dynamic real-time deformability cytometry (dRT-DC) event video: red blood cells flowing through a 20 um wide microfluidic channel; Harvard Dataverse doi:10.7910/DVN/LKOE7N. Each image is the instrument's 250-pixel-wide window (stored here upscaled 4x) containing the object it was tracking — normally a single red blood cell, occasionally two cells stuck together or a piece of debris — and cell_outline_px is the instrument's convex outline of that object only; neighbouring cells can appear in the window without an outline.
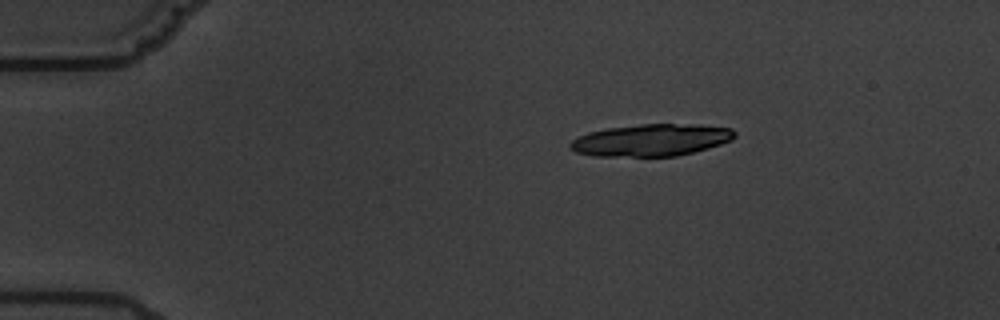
{"species": "common noctule bat (a hibernating species)", "species_latin": "Nyctalus noctula", "temperature_condition": "warm", "stored_images_in_passage": 15, "camera_frame_rate_fps": 3000, "um_per_image_px": 0.085, "animal": {"sex": "male", "body_mass_g": 19.5, "forearm_length_mm": 54.6}, "frame": {"image": 1, "passage_image": 1, "time_ms": 0.0, "image_size_px": [1000, 320], "cell_outline_px": [[736, 136], [732, 140], [708, 148], [676, 156], [592, 156], [576, 152], [568, 148], [568, 144], [572, 140], [588, 132], [608, 128], [640, 124], [700, 124], [732, 128], [736, 132]], "centroid_in_image_um": [55.35, 11.9], "position_along_channel_um": 29.6, "area_um2": 30.87}, "authors_computed_cell_mechanics": {"area_um2": 20.519, "velocity_mm_per_s": 3.4353, "shape_relaxation_time_tau1_ms": 3.8377, "shape_relaxation_time_tau2_ms": 5.1251, "deformation_change_tau1": 0.14, "deformation_change_tau2": 0.1226}}